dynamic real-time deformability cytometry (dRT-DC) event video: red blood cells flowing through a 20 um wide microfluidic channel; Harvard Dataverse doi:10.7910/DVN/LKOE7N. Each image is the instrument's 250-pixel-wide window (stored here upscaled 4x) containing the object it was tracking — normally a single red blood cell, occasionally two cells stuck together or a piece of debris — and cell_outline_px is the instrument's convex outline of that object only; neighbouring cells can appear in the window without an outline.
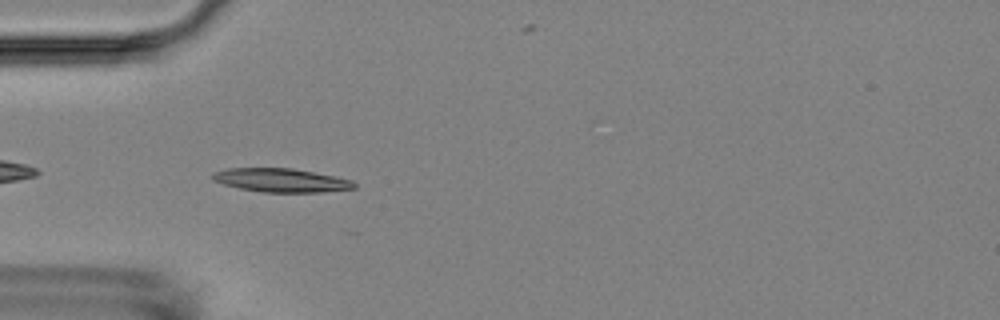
{"species": "Egyptian fruit bat (a non-hibernating species)", "species_latin": "Rousettus aegyptiacus", "temperature_condition": "room temperature", "stored_images_in_passage": 9, "camera_frame_rate_fps": 3000, "um_per_image_px": 0.085, "animal": {"sex": "female"}, "frame": {"image": 1, "passage_image": 3, "time_ms": 0.667, "image_size_px": [1000, 320], "cell_outline_px": [[356, 188], [324, 192], [264, 192], [240, 188], [224, 184], [212, 180], [212, 172], [228, 168], [292, 168], [336, 176], [352, 180], [356, 184]], "centroid_in_image_um": [23.91, 15.32], "position_along_channel_um": 61.1, "area_um2": 19.54}}